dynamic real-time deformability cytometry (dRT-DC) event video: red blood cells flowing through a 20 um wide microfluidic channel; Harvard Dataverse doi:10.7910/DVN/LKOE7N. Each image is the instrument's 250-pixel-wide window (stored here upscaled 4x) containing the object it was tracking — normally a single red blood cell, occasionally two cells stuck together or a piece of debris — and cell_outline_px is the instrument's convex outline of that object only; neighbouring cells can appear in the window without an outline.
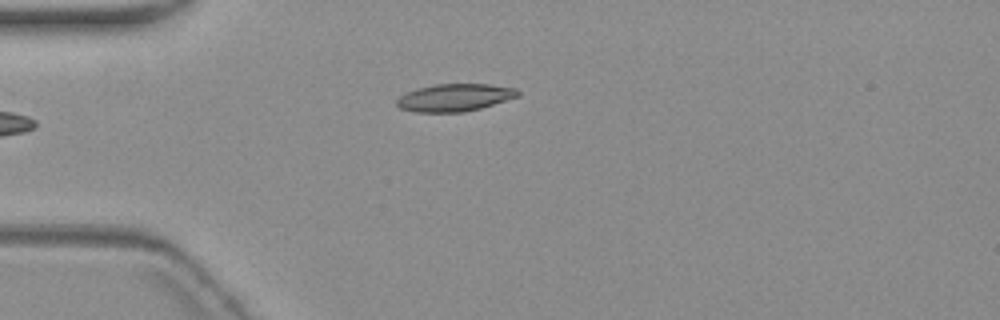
{"species": "common noctule bat (a hibernating species)", "species_latin": "Nyctalus noctula", "temperature_condition": "warm", "stored_images_in_passage": 2, "camera_frame_rate_fps": 3000, "um_per_image_px": 0.085, "animal": {"sex": "female", "body_mass_g": 19.3, "forearm_length_mm": 54.1}, "frame": {"image": 1, "passage_image": 2, "time_ms": 1.0, "image_size_px": [1000, 320], "cell_outline_px": [[520, 96], [480, 108], [464, 112], [416, 112], [400, 108], [396, 104], [396, 100], [400, 96], [416, 88], [436, 84], [488, 84], [516, 88], [520, 92]], "centroid_in_image_um": [38.66, 8.29], "position_along_channel_um": 46.3, "area_um2": 19.36}}